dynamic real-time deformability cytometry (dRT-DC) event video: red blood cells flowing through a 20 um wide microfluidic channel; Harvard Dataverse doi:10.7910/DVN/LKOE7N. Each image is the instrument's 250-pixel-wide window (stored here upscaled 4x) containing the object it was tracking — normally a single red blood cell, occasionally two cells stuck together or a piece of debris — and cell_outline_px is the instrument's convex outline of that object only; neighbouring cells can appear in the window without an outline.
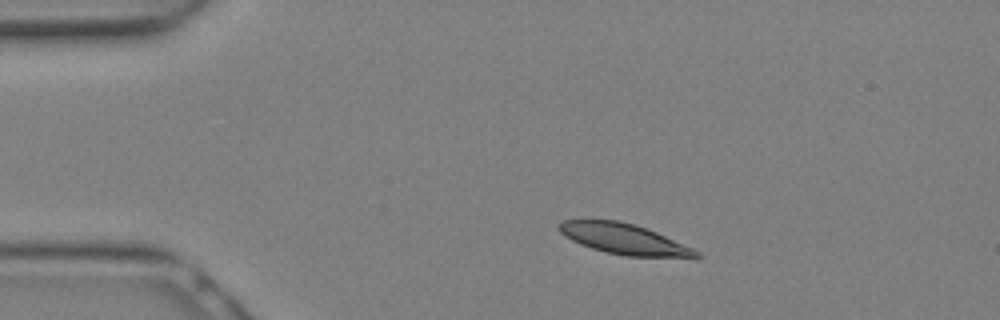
{"species": "Egyptian fruit bat (a non-hibernating species)", "species_latin": "Rousettus aegyptiacus", "temperature_condition": "warm", "stored_images_in_passage": 6, "camera_frame_rate_fps": 3000, "um_per_image_px": 0.085, "animal": {"sex": "female"}, "frame": {"image": 1, "passage_image": 1, "time_ms": 0.0, "image_size_px": [1000, 320], "cell_outline_px": [[700, 256], [696, 260], [624, 256], [604, 252], [580, 244], [564, 236], [556, 228], [564, 220], [620, 220], [636, 224], [648, 228], [692, 248], [700, 252]], "centroid_in_image_um": [53.15, 20.36], "position_along_channel_um": 31.8, "area_um2": 25.2}}
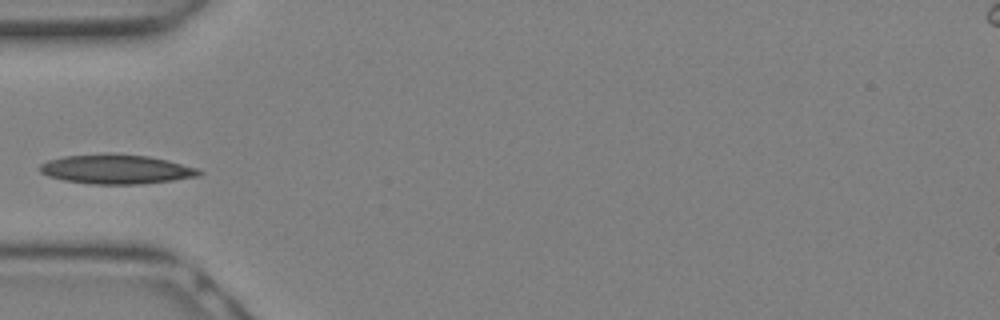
{"frame": {"image": 2, "passage_image": 5, "time_ms": 1.333, "image_size_px": [1000, 320], "cell_outline_px": [[204, 172], [200, 176], [172, 180], [140, 184], [92, 184], [64, 180], [48, 176], [40, 172], [40, 164], [48, 160], [64, 156], [108, 152], [148, 156], [168, 160], [196, 168]], "centroid_in_image_um": [9.87, 14.37], "position_along_channel_um": 75.1, "area_um2": 27.46}}